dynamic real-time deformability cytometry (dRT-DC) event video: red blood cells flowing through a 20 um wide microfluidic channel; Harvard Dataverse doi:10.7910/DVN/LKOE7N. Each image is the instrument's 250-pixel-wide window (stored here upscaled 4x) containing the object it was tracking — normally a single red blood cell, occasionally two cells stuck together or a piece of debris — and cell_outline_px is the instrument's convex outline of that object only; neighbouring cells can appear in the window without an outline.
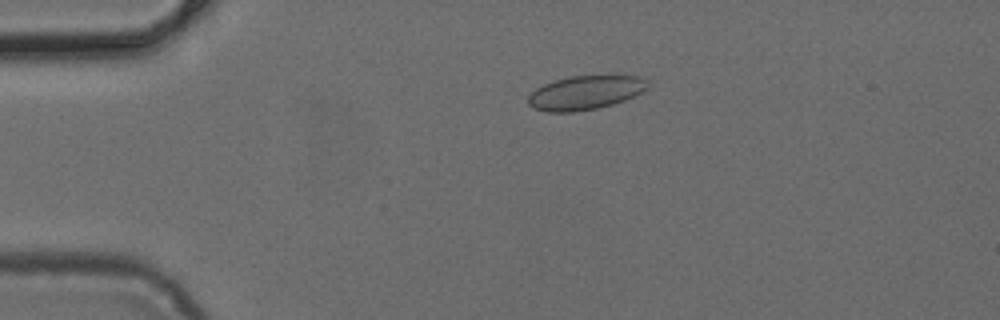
{"species": "common noctule bat (a hibernating species)", "species_latin": "Nyctalus noctula", "temperature_condition": "cold", "stored_images_in_passage": 43, "camera_frame_rate_fps": 3000, "um_per_image_px": 0.085, "animal": {"sex": "female", "body_mass_g": 24.6, "forearm_length_mm": 56.2}, "frame": {"image": 1, "passage_image": 4, "time_ms": 1.0, "image_size_px": [1000, 320], "cell_outline_px": [[648, 88], [624, 100], [612, 104], [596, 108], [572, 112], [548, 112], [532, 108], [528, 104], [528, 96], [536, 88], [544, 84], [556, 80], [572, 76], [640, 76], [648, 84]], "centroid_in_image_um": [49.7, 7.88], "position_along_channel_um": 35.3, "area_um2": 23.29}}
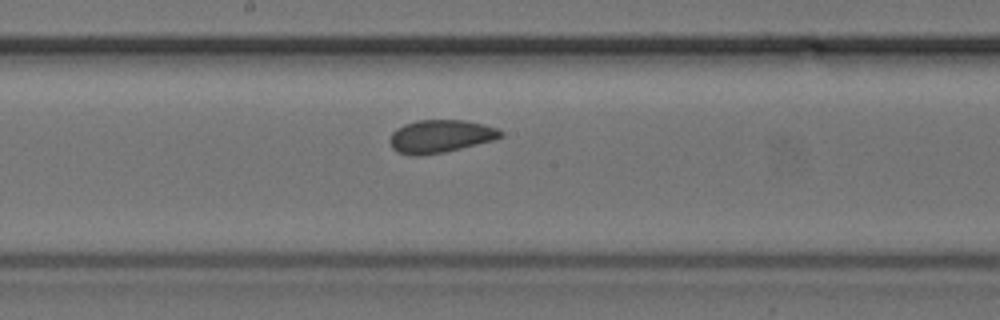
{"frame": {"image": 2, "passage_image": 20, "time_ms": 6.333, "image_size_px": [1000, 320], "cell_outline_px": [[504, 136], [492, 140], [444, 152], [420, 156], [412, 156], [396, 152], [392, 148], [388, 140], [392, 132], [396, 128], [404, 124], [416, 120], [464, 120], [484, 124], [496, 128], [504, 132]], "centroid_in_image_um": [37.39, 11.58], "position_along_channel_um": 210.8, "area_um2": 21.39}}
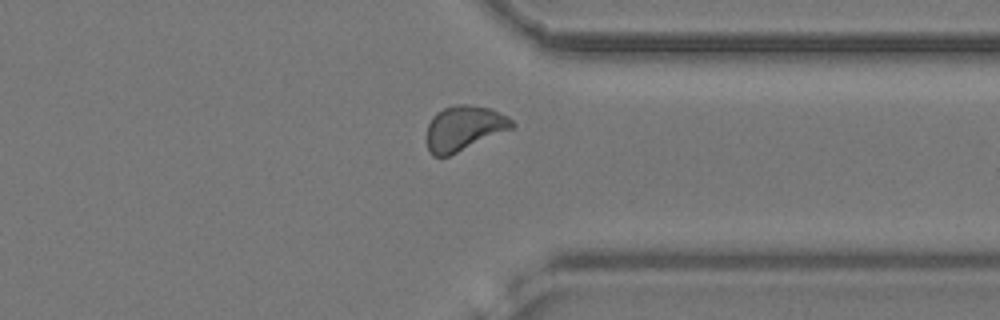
{"frame": {"image": 3, "passage_image": 32, "time_ms": 10.333, "image_size_px": [1000, 320], "cell_outline_px": [[516, 124], [512, 128], [448, 156], [432, 156], [428, 152], [428, 124], [432, 116], [436, 112], [444, 108], [456, 104], [468, 104], [488, 108], [508, 116]], "centroid_in_image_um": [39.42, 10.88], "position_along_channel_um": 372.0, "area_um2": 22.02}}